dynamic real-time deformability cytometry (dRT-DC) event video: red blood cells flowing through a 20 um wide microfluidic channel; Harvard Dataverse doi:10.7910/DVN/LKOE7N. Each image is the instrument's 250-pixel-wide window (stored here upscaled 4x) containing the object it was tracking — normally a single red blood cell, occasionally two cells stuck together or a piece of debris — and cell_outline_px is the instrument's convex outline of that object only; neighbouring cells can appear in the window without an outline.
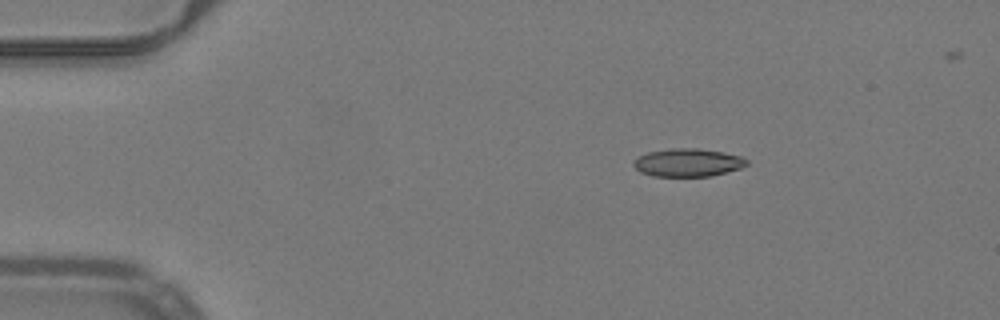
{"species": "common noctule bat (a hibernating species)", "species_latin": "Nyctalus noctula", "temperature_condition": "warm", "stored_images_in_passage": 44, "camera_frame_rate_fps": 3000, "um_per_image_px": 0.085, "animal": {"sex": "male", "body_mass_g": 19.2, "forearm_length_mm": 51.8}, "frame": {"image": 1, "passage_image": 1, "time_ms": 0.0, "image_size_px": [1000, 320], "cell_outline_px": [[748, 164], [740, 168], [712, 176], [652, 176], [640, 172], [632, 164], [640, 156], [648, 152], [672, 148], [696, 148], [720, 152], [740, 156], [748, 160]], "centroid_in_image_um": [58.46, 13.82], "position_along_channel_um": 26.5, "area_um2": 18.26}}
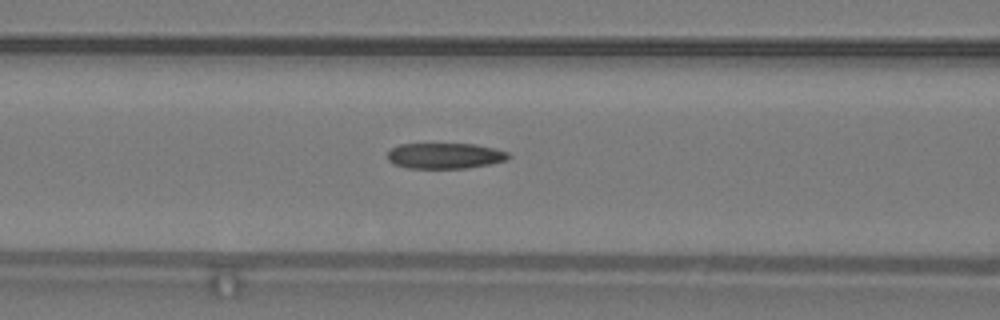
{"frame": {"image": 2, "passage_image": 14, "time_ms": 4.333, "image_size_px": [1000, 320], "cell_outline_px": [[512, 156], [508, 160], [468, 168], [408, 168], [396, 164], [388, 160], [388, 152], [392, 148], [400, 144], [476, 144], [508, 152]], "centroid_in_image_um": [37.85, 13.24], "position_along_channel_um": 128.7, "area_um2": 18.03}}
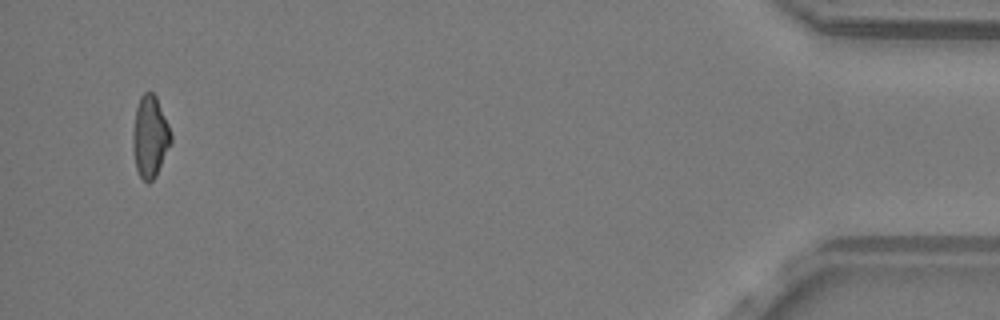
{"frame": {"image": 3, "passage_image": 42, "time_ms": 13.667, "image_size_px": [1000, 320], "cell_outline_px": [[172, 144], [156, 176], [148, 184], [140, 176], [136, 168], [132, 148], [132, 132], [136, 108], [140, 96], [144, 92], [152, 92], [156, 96], [172, 132]], "centroid_in_image_um": [12.76, 11.63], "position_along_channel_um": 422.4, "area_um2": 18.5}, "authors_computed_cell_mechanics": {"area_um2": 18.9006, "velocity_mm_per_s": 4.014, "shape_relaxation_time_tau1_ms": 10.8641, "shape_relaxation_time_tau2_ms": 3.0712, "deformation_change_tau1": 0.2385, "deformation_change_tau2": 0.1194}}